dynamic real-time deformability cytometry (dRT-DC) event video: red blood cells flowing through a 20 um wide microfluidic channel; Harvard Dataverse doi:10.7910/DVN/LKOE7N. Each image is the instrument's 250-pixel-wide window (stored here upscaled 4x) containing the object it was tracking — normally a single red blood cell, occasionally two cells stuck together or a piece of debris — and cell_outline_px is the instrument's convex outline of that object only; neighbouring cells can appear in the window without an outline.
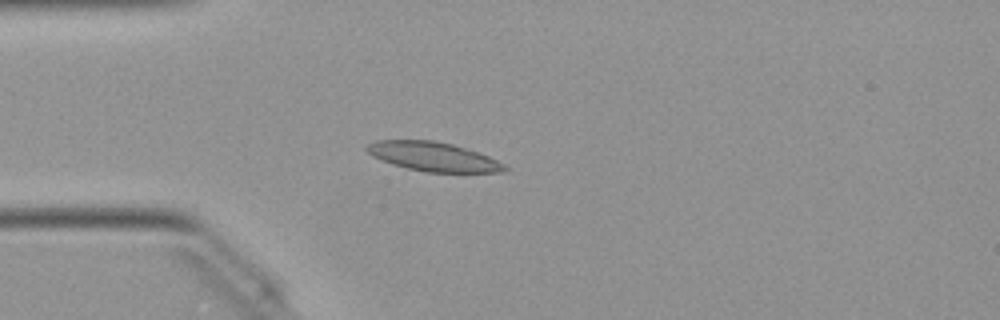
{"species": "Egyptian fruit bat (a non-hibernating species)", "species_latin": "Rousettus aegyptiacus", "temperature_condition": "warm", "stored_images_in_passage": 38, "camera_frame_rate_fps": 3000, "um_per_image_px": 0.085, "animal": {"sex": "female"}, "frame": {"image": 1, "passage_image": 1, "time_ms": 0.0, "image_size_px": [1000, 320], "cell_outline_px": [[508, 168], [500, 172], [428, 172], [408, 168], [392, 164], [380, 160], [372, 156], [364, 148], [368, 144], [376, 140], [432, 140], [452, 144], [488, 156], [504, 164]], "centroid_in_image_um": [36.77, 13.31], "position_along_channel_um": 48.2, "area_um2": 23.12}}
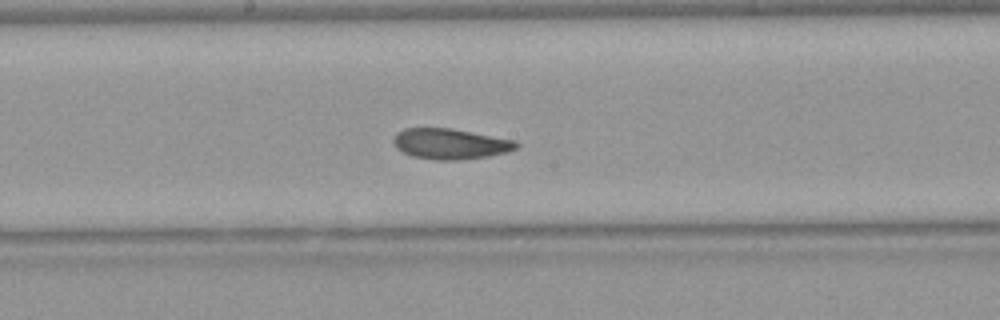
{"frame": {"image": 2, "passage_image": 14, "time_ms": 4.333, "image_size_px": [1000, 320], "cell_outline_px": [[520, 144], [516, 148], [508, 152], [488, 156], [460, 160], [432, 160], [412, 156], [396, 148], [392, 140], [396, 132], [404, 128], [452, 128], [516, 140]], "centroid_in_image_um": [38.27, 12.22], "position_along_channel_um": 209.9, "area_um2": 22.14}}
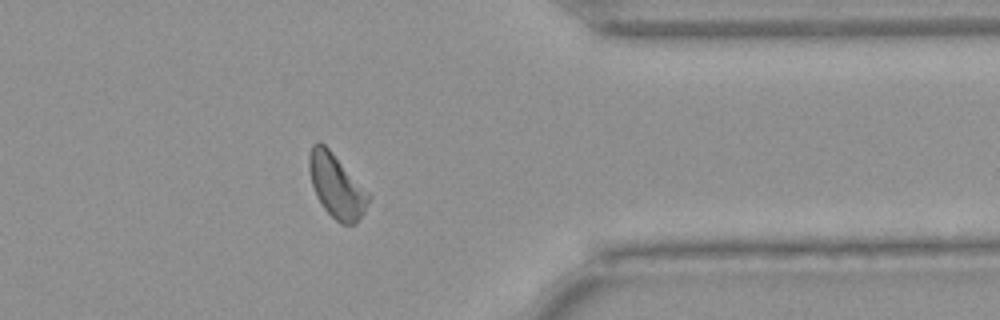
{"frame": {"image": 3, "passage_image": 28, "time_ms": 9.0, "image_size_px": [1000, 320], "cell_outline_px": [[372, 196], [364, 212], [356, 224], [340, 224], [324, 208], [316, 196], [312, 184], [308, 168], [308, 156], [312, 144], [316, 140], [320, 140], [332, 152]], "centroid_in_image_um": [28.59, 15.79], "position_along_channel_um": 382.8, "area_um2": 22.08}, "authors_computed_cell_mechanics": {"area_um2": 22.0218, "velocity_mm_per_s": 4.0245, "shape_relaxation_time_tau1_ms": 5.3592, "shape_relaxation_time_tau2_ms": 6.0699, "deformation_change_tau1": 0.1354, "deformation_change_tau2": 0.1319}}